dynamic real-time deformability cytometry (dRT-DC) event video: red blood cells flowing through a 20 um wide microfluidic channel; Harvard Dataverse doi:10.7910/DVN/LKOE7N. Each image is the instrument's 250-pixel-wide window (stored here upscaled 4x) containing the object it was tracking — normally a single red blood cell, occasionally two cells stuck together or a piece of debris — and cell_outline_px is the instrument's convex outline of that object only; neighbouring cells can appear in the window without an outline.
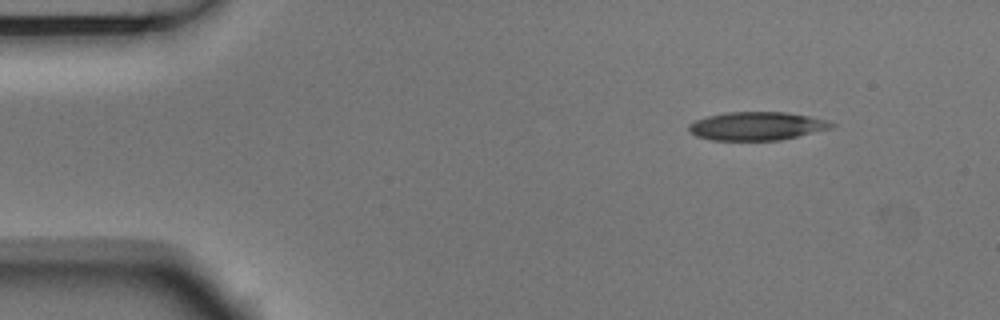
{"species": "Egyptian fruit bat (a non-hibernating species)", "species_latin": "Rousettus aegyptiacus", "temperature_condition": "room temperature", "stored_images_in_passage": 5, "camera_frame_rate_fps": 3000, "um_per_image_px": 0.085, "animal": {"sex": "male"}, "frame": {"image": 1, "passage_image": 1, "time_ms": 0.0, "image_size_px": [1000, 320], "cell_outline_px": [[836, 124], [832, 128], [780, 140], [712, 140], [696, 136], [688, 132], [688, 124], [696, 120], [708, 116], [724, 112], [788, 112], [828, 120]], "centroid_in_image_um": [64.31, 10.71], "position_along_channel_um": 20.7, "area_um2": 23.64}}
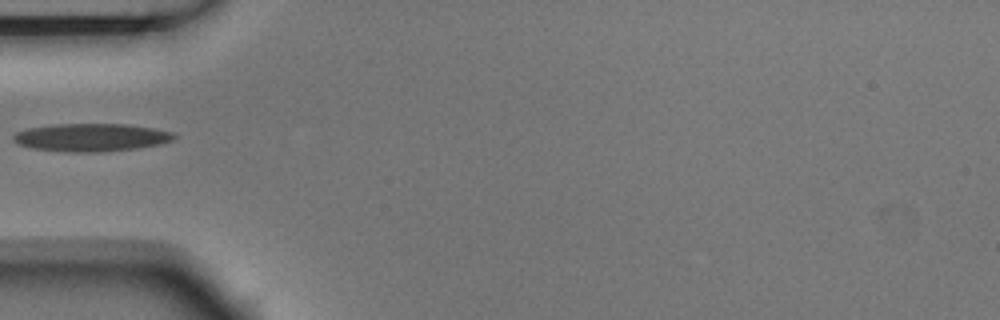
{"frame": {"image": 2, "passage_image": 4, "time_ms": 1.0, "image_size_px": [1000, 320], "cell_outline_px": [[176, 136], [172, 140], [160, 144], [136, 148], [100, 152], [68, 152], [32, 148], [16, 144], [12, 140], [12, 136], [16, 132], [28, 128], [60, 124], [128, 124], [152, 128], [172, 132]], "centroid_in_image_um": [7.72, 11.68], "position_along_channel_um": 77.3, "area_um2": 26.07}}
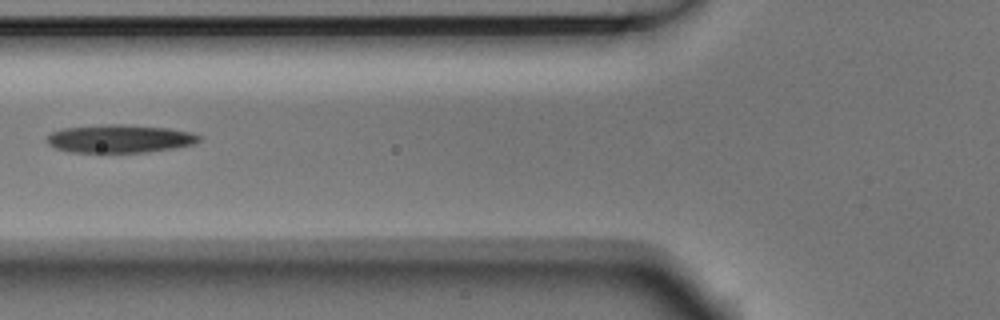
{"frame": {"image": 3, "passage_image": 5, "time_ms": 1.333, "image_size_px": [1000, 320], "cell_outline_px": [[200, 140], [192, 144], [172, 148], [148, 152], [68, 152], [56, 148], [48, 144], [48, 136], [52, 132], [64, 128], [108, 124], [124, 124], [168, 128], [192, 132], [200, 136]], "centroid_in_image_um": [10.18, 11.78], "position_along_channel_um": 115.6, "area_um2": 24.74}}